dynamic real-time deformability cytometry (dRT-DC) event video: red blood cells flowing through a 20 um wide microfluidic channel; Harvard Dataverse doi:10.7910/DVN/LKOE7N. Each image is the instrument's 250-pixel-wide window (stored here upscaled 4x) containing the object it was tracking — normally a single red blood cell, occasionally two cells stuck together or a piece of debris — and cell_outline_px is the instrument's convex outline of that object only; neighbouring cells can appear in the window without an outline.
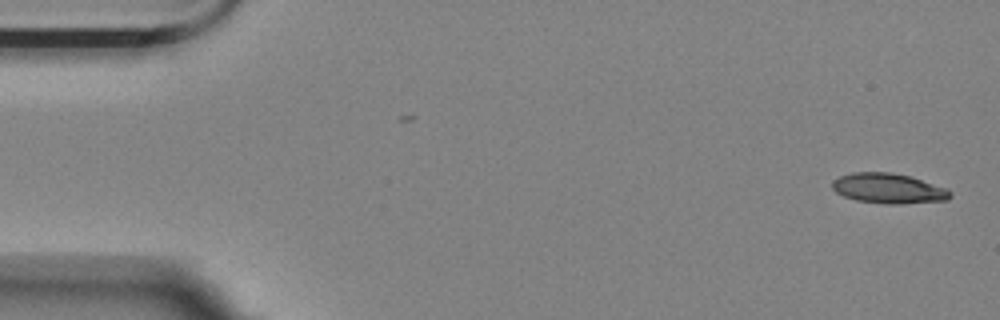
{"species": "Egyptian fruit bat (a non-hibernating species)", "species_latin": "Rousettus aegyptiacus", "temperature_condition": "room temperature", "stored_images_in_passage": 5, "camera_frame_rate_fps": 3000, "um_per_image_px": 0.085, "animal": {"sex": "female"}, "frame": {"image": 1, "passage_image": 1, "time_ms": 0.0, "image_size_px": [1000, 320], "cell_outline_px": [[952, 196], [948, 200], [900, 204], [884, 204], [856, 200], [844, 196], [836, 192], [832, 188], [832, 180], [840, 176], [852, 172], [892, 172], [912, 176], [948, 188], [952, 192]], "centroid_in_image_um": [75.56, 16.01], "position_along_channel_um": 9.4, "area_um2": 21.04}}
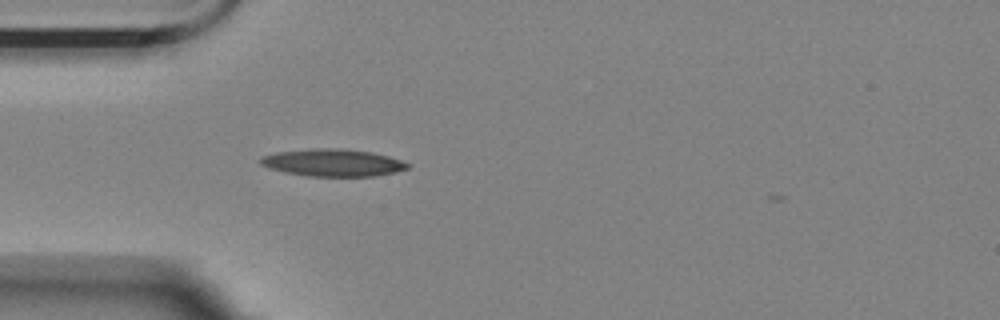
{"frame": {"image": 2, "passage_image": 5, "time_ms": 1.333, "image_size_px": [1000, 320], "cell_outline_px": [[412, 164], [408, 168], [396, 172], [372, 176], [308, 176], [284, 172], [260, 164], [260, 160], [264, 156], [276, 152], [312, 148], [340, 148], [372, 152], [388, 156]], "centroid_in_image_um": [28.32, 13.82], "position_along_channel_um": 56.7, "area_um2": 23.29}}